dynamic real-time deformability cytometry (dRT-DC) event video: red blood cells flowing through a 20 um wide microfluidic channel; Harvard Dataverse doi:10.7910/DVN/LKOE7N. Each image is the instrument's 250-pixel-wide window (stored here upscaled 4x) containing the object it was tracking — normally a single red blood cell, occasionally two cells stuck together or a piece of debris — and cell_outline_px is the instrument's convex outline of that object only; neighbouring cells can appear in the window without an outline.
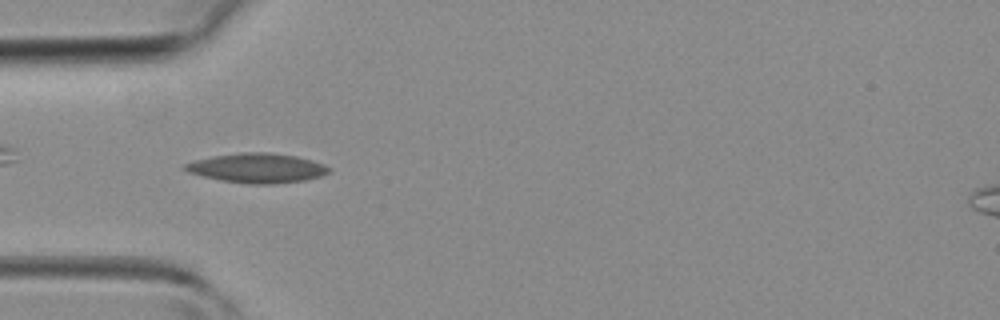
{"species": "common noctule bat (a hibernating species)", "species_latin": "Nyctalus noctula", "temperature_condition": "room temperature", "stored_images_in_passage": 29, "camera_frame_rate_fps": 3000, "um_per_image_px": 0.085, "animal": {"sex": "female", "body_mass_g": 19.3, "forearm_length_mm": 54.1}, "frame": {"image": 1, "passage_image": 2, "time_ms": 0.333, "image_size_px": [1000, 320], "cell_outline_px": [[332, 168], [328, 172], [320, 176], [304, 180], [272, 184], [248, 184], [220, 180], [188, 172], [180, 168], [184, 164], [196, 160], [212, 156], [240, 152], [268, 152], [296, 156], [312, 160], [324, 164]], "centroid_in_image_um": [21.84, 14.28], "position_along_channel_um": 63.2, "area_um2": 24.8}}
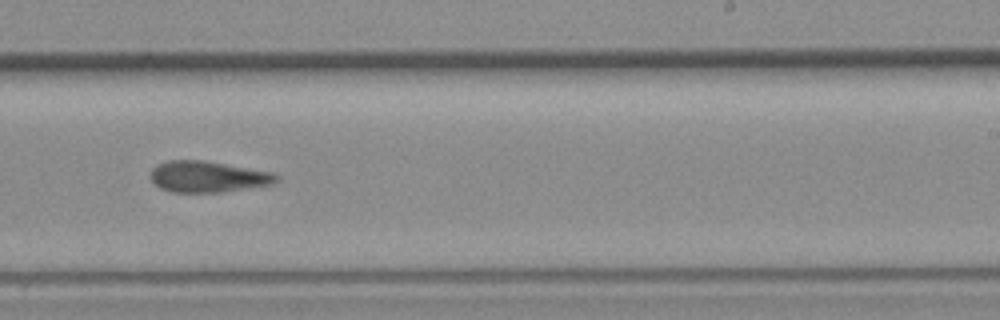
{"frame": {"image": 2, "passage_image": 15, "time_ms": 4.667, "image_size_px": [1000, 320], "cell_outline_px": [[280, 180], [272, 184], [224, 192], [172, 192], [160, 188], [148, 176], [152, 168], [156, 164], [168, 160], [204, 160], [272, 172]], "centroid_in_image_um": [17.63, 15.01], "position_along_channel_um": 271.4, "area_um2": 22.95}}
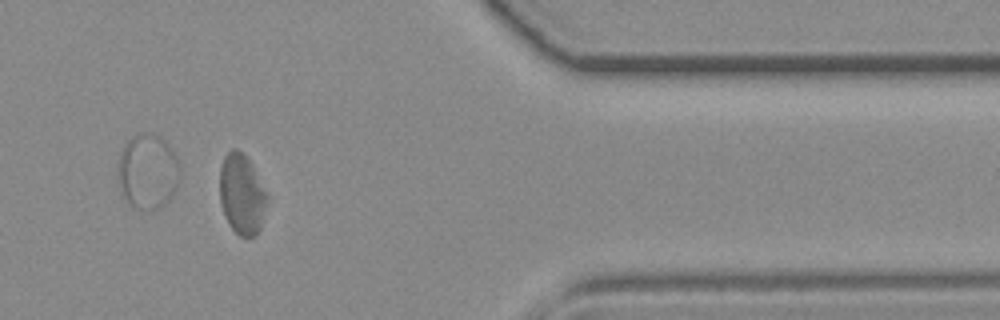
{"frame": {"image": 3, "passage_image": 24, "time_ms": 7.667, "image_size_px": [1000, 320], "cell_outline_px": [[268, 200], [260, 228], [256, 236], [240, 236], [228, 224], [224, 216], [220, 204], [220, 168], [224, 156], [232, 148], [236, 148], [244, 152], [268, 196]], "centroid_in_image_um": [20.54, 16.51], "position_along_channel_um": 390.9, "area_um2": 22.14}}